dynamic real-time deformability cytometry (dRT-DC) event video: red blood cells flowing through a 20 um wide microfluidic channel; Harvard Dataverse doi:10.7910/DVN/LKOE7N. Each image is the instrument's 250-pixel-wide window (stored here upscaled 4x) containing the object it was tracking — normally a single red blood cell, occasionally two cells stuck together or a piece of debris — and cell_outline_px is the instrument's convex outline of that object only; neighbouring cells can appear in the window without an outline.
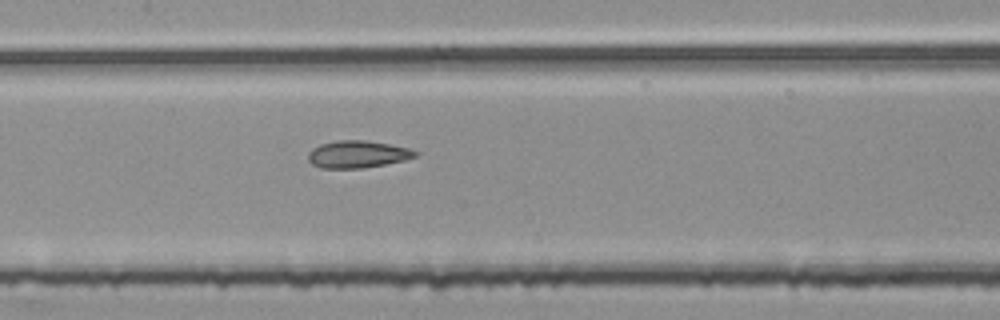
{"species": "common noctule bat (a hibernating species)", "species_latin": "Nyctalus noctula", "temperature_condition": "room temperature", "stored_images_in_passage": 45, "segment_of_instrument_passage": [2, 2], "camera_frame_rate_fps": 3000, "um_per_image_px": 0.085, "animal": {"sex": "female", "body_mass_g": 25.1}, "frame": {"image": 1, "passage_image": 17, "time_ms": 5.333, "image_size_px": [1000, 320], "cell_outline_px": [[416, 156], [404, 160], [364, 168], [320, 168], [312, 164], [308, 160], [308, 152], [312, 148], [320, 144], [336, 140], [364, 140], [388, 144], [408, 148], [416, 152]], "centroid_in_image_um": [30.32, 13.11], "position_along_channel_um": 177.1, "area_um2": 16.88}}
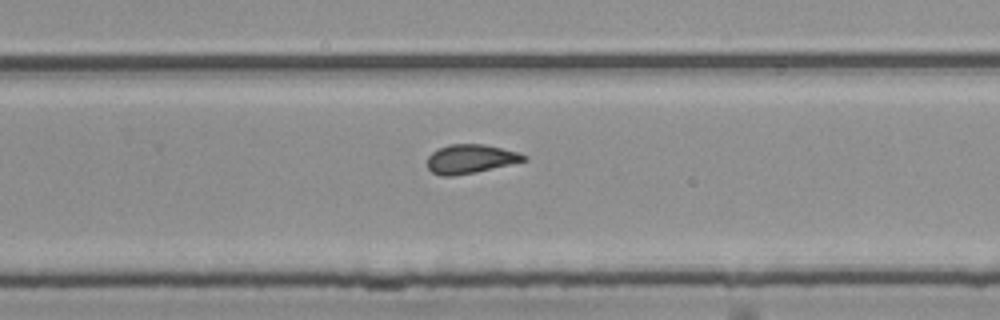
{"frame": {"image": 2, "passage_image": 26, "time_ms": 8.333, "image_size_px": [1000, 320], "cell_outline_px": [[528, 160], [476, 172], [452, 176], [440, 176], [432, 172], [428, 168], [428, 156], [432, 152], [448, 144], [484, 144], [520, 152], [528, 156]], "centroid_in_image_um": [40.02, 13.5], "position_along_channel_um": 289.8, "area_um2": 16.36}}
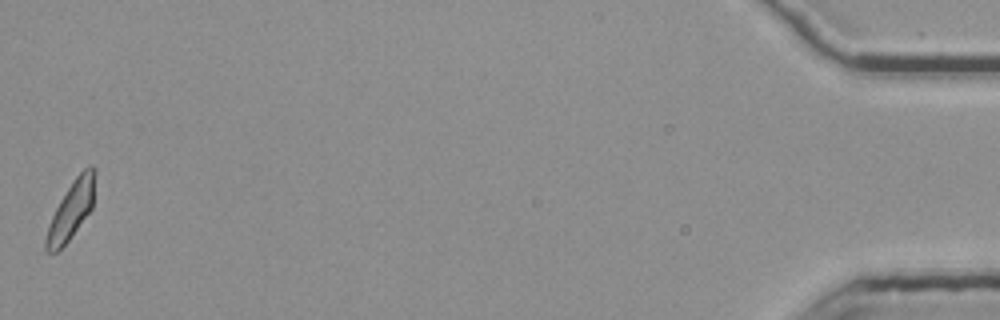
{"frame": {"image": 3, "passage_image": 45, "time_ms": 14.667, "image_size_px": [1000, 320], "cell_outline_px": [[96, 172], [92, 208], [68, 240], [56, 252], [44, 252], [44, 240], [48, 224], [60, 200], [76, 176], [84, 168], [92, 164], [96, 168]], "centroid_in_image_um": [6.04, 17.84], "position_along_channel_um": 429.2, "area_um2": 16.36}}